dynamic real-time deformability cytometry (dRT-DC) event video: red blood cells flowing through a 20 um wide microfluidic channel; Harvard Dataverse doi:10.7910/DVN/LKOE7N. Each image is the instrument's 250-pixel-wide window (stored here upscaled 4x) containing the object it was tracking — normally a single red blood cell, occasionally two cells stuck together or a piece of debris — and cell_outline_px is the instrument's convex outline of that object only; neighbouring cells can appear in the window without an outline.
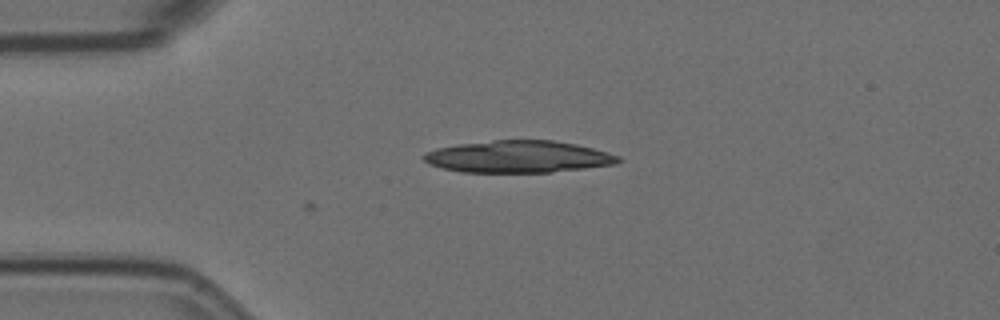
{"species": "Egyptian fruit bat (a non-hibernating species)", "species_latin": "Rousettus aegyptiacus", "temperature_condition": "room temperature", "stored_images_in_passage": 2, "camera_frame_rate_fps": 3000, "um_per_image_px": 0.085, "animal": {"sex": "female"}, "frame": {"image": 1, "passage_image": 1, "time_ms": 0.0, "image_size_px": [1000, 320], "cell_outline_px": [[620, 160], [616, 164], [552, 172], [464, 172], [444, 168], [428, 164], [424, 160], [424, 152], [436, 148], [456, 144], [492, 140], [552, 140], [576, 144], [608, 152], [620, 156]], "centroid_in_image_um": [44.04, 13.31], "position_along_channel_um": 41.0, "area_um2": 36.24}}